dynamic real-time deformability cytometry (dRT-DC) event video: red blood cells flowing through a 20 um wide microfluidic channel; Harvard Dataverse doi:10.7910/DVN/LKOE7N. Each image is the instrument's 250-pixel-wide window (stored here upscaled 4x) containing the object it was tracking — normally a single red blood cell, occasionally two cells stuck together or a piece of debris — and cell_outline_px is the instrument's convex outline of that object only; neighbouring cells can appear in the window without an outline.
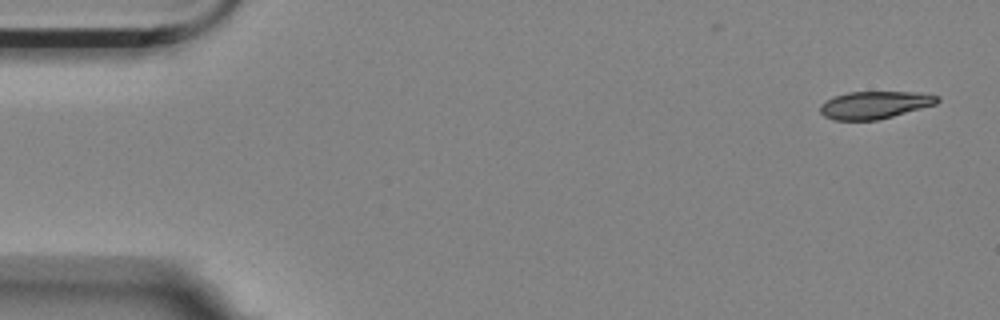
{"species": "Egyptian fruit bat (a non-hibernating species)", "species_latin": "Rousettus aegyptiacus", "temperature_condition": "room temperature", "stored_images_in_passage": 5, "camera_frame_rate_fps": 3000, "um_per_image_px": 0.085, "animal": {"sex": "female"}, "frame": {"image": 1, "passage_image": 1, "time_ms": 0.0, "image_size_px": [1000, 320], "cell_outline_px": [[940, 100], [936, 104], [892, 116], [876, 120], [832, 120], [824, 116], [820, 112], [820, 104], [836, 96], [848, 92], [912, 92], [940, 96]], "centroid_in_image_um": [74.33, 8.92], "position_along_channel_um": 10.7, "area_um2": 18.55}}
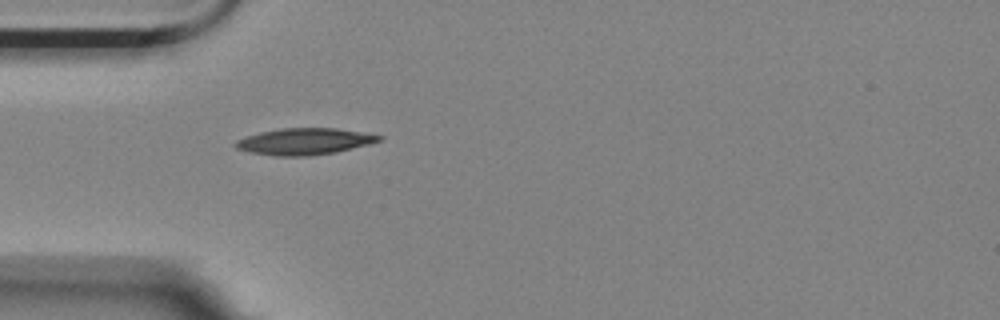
{"frame": {"image": 2, "passage_image": 5, "time_ms": 1.333, "image_size_px": [1000, 320], "cell_outline_px": [[384, 136], [380, 140], [368, 144], [336, 152], [308, 156], [276, 156], [248, 152], [236, 148], [232, 144], [236, 140], [244, 136], [260, 132], [280, 128], [336, 128]], "centroid_in_image_um": [25.8, 12.02], "position_along_channel_um": 59.2, "area_um2": 22.2}}